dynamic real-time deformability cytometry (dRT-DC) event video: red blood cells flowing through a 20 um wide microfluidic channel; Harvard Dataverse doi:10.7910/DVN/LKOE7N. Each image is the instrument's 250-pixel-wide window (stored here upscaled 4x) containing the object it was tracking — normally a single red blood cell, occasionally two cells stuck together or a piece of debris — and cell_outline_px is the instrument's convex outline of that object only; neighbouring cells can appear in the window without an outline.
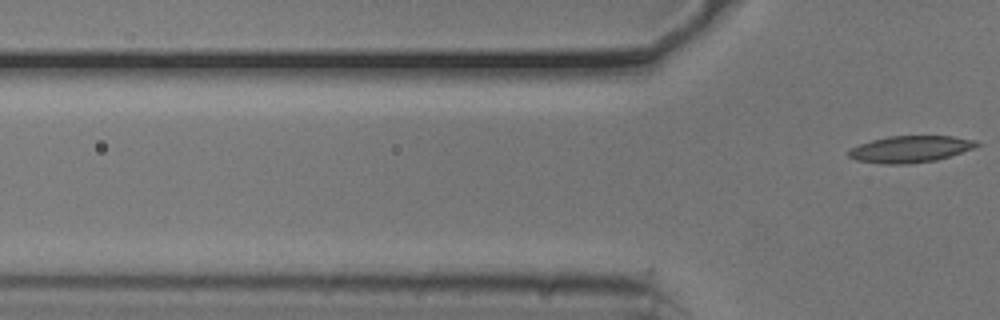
{"species": "common noctule bat (a hibernating species)", "species_latin": "Nyctalus noctula", "temperature_condition": "cold", "stored_images_in_passage": 3, "camera_frame_rate_fps": 3000, "um_per_image_px": 0.085, "animal": {"sex": "male", "body_mass_g": 20.5, "forearm_length_mm": 52.5}, "frame": {"image": 1, "passage_image": 3, "time_ms": 0.667, "image_size_px": [1000, 320], "cell_outline_px": [[980, 144], [976, 148], [936, 160], [908, 164], [884, 164], [856, 160], [848, 156], [848, 152], [852, 148], [860, 144], [872, 140], [888, 136], [952, 136], [976, 140]], "centroid_in_image_um": [77.41, 12.67], "position_along_channel_um": 48.4, "area_um2": 19.88}}